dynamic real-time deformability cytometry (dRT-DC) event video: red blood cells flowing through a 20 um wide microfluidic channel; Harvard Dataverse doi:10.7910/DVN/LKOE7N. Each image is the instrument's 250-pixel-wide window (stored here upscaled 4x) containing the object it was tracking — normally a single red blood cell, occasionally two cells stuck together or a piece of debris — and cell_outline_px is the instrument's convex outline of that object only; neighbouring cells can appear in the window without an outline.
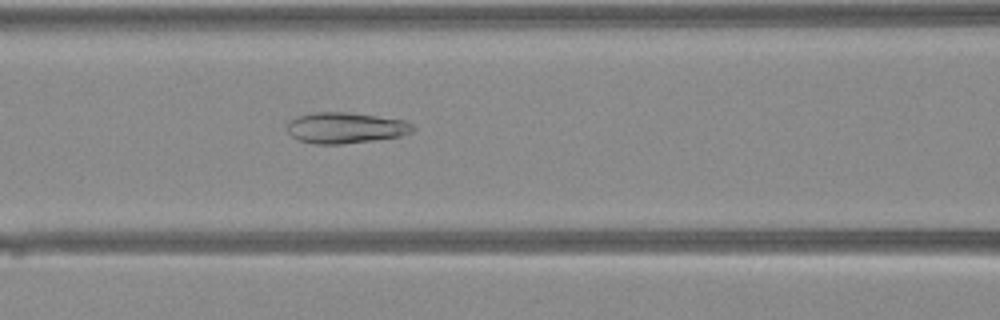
{"species": "Egyptian fruit bat (a non-hibernating species)", "species_latin": "Rousettus aegyptiacus", "temperature_condition": "warm", "stored_images_in_passage": 42, "camera_frame_rate_fps": 3000, "um_per_image_px": 0.085, "animal": {"sex": "female"}, "frame": {"image": 1, "passage_image": 19, "time_ms": 6.0, "image_size_px": [1000, 320], "cell_outline_px": [[416, 128], [412, 132], [400, 136], [372, 140], [340, 144], [316, 144], [296, 140], [288, 132], [288, 124], [296, 116], [312, 112], [348, 112], [404, 120], [412, 124]], "centroid_in_image_um": [29.36, 10.86], "position_along_channel_um": 137.2, "area_um2": 22.6}}
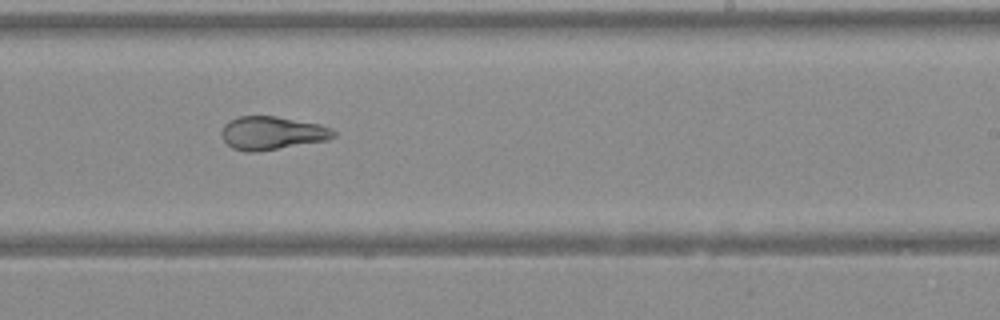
{"frame": {"image": 2, "passage_image": 27, "time_ms": 8.667, "image_size_px": [1000, 320], "cell_outline_px": [[336, 136], [328, 140], [256, 152], [248, 152], [232, 148], [220, 136], [220, 132], [224, 124], [240, 116], [276, 116], [320, 124], [332, 128], [336, 132]], "centroid_in_image_um": [23.14, 11.31], "position_along_channel_um": 265.9, "area_um2": 21.79}}
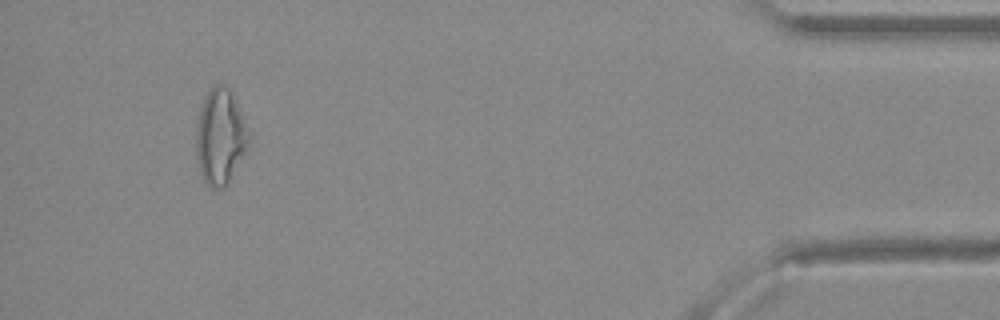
{"frame": {"image": 3, "passage_image": 40, "time_ms": 13.0, "image_size_px": [1000, 320], "cell_outline_px": [[248, 140], [224, 188], [212, 188], [204, 180], [200, 172], [196, 152], [196, 132], [200, 108], [204, 96], [216, 84], [224, 84], [228, 88], [232, 96], [248, 136]], "centroid_in_image_um": [18.63, 11.61], "position_along_channel_um": 416.6, "area_um2": 27.51}}